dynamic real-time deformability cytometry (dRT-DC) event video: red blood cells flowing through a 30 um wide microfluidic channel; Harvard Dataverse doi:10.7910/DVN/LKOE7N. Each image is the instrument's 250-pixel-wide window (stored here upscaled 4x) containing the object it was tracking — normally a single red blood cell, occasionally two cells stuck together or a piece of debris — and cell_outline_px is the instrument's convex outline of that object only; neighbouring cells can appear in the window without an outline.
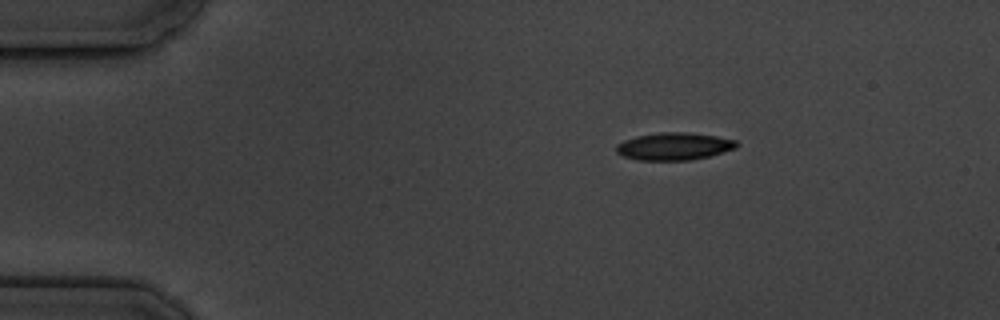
{"species": "common noctule bat (a hibernating species)", "species_latin": "Nyctalus noctula", "temperature_condition": "cold", "stored_images_in_passage": 4, "camera_frame_rate_fps": 3000, "um_per_image_px": 0.085, "animal": {"sex": "male", "body_mass_g": 19.5, "forearm_length_mm": 54.6}, "frame": {"image": 1, "passage_image": 1, "time_ms": 0.0, "image_size_px": [1000, 320], "cell_outline_px": [[740, 144], [736, 148], [724, 152], [692, 160], [636, 160], [624, 156], [616, 152], [616, 144], [624, 140], [636, 136], [660, 132], [688, 132], [716, 136], [736, 140]], "centroid_in_image_um": [57.3, 12.43], "position_along_channel_um": 27.7, "area_um2": 19.36}}
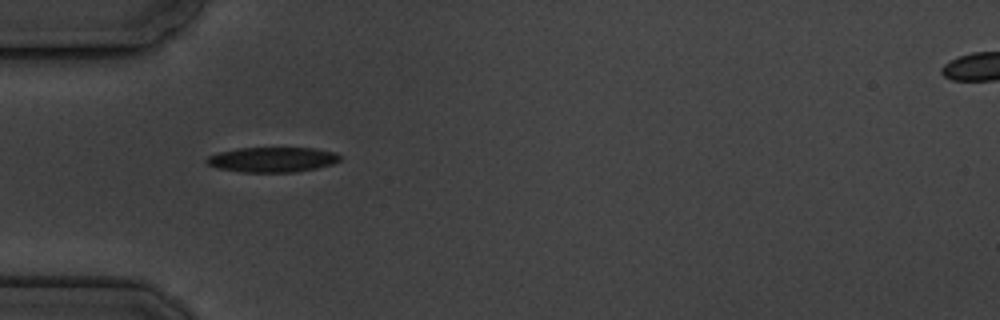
{"frame": {"image": 2, "passage_image": 3, "time_ms": 2.667, "image_size_px": [1000, 320], "cell_outline_px": [[340, 160], [332, 164], [316, 168], [296, 172], [240, 172], [220, 168], [208, 164], [204, 160], [208, 156], [220, 152], [240, 148], [316, 148], [336, 152], [340, 156]], "centroid_in_image_um": [23.18, 13.56], "position_along_channel_um": 61.8, "area_um2": 19.36}}